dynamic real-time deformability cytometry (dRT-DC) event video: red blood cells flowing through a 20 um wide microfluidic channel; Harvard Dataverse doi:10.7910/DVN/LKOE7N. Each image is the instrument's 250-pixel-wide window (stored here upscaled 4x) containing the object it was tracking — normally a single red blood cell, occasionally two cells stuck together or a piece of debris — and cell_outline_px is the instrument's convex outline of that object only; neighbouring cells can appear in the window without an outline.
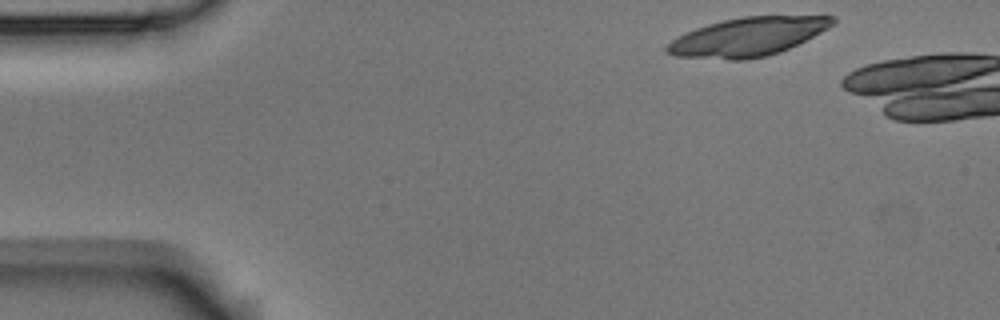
{"species": "Egyptian fruit bat (a non-hibernating species)", "species_latin": "Rousettus aegyptiacus", "temperature_condition": "room temperature", "stored_images_in_passage": 2, "camera_frame_rate_fps": 3000, "um_per_image_px": 0.085, "animal": {"sex": "male"}, "frame": {"image": 1, "passage_image": 1, "time_ms": 0.0, "image_size_px": [1000, 320], "cell_outline_px": [[836, 20], [828, 28], [780, 52], [764, 56], [744, 60], [728, 60], [676, 56], [664, 52], [664, 48], [672, 40], [696, 28], [708, 24], [724, 20], [744, 16], [836, 16]], "centroid_in_image_um": [63.53, 3.13], "position_along_channel_um": 21.5, "area_um2": 36.82}}